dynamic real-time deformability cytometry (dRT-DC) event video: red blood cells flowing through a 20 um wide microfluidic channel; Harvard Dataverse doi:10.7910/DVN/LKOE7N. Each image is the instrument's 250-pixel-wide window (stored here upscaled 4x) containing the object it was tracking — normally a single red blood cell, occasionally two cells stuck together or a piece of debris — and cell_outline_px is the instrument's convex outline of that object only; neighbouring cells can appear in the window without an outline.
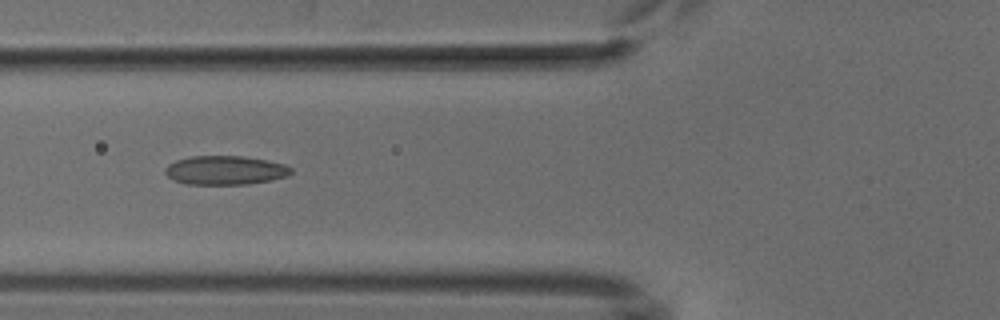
{"species": "common noctule bat (a hibernating species)", "species_latin": "Nyctalus noctula", "temperature_condition": "cold", "stored_images_in_passage": 4, "camera_frame_rate_fps": 3000, "um_per_image_px": 0.085, "animal": {"sex": "male", "body_mass_g": 18.8}, "frame": {"image": 1, "passage_image": 2, "time_ms": 1.0, "image_size_px": [1000, 320], "cell_outline_px": [[292, 172], [288, 176], [248, 184], [184, 184], [172, 180], [164, 172], [164, 168], [168, 164], [176, 160], [192, 156], [244, 156], [268, 160], [284, 164], [292, 168]], "centroid_in_image_um": [19.12, 14.47], "position_along_channel_um": 106.7, "area_um2": 21.33}}
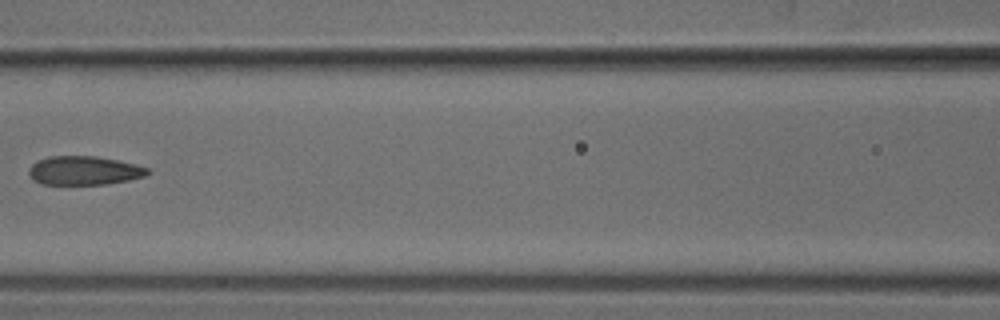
{"frame": {"image": 2, "passage_image": 3, "time_ms": 2.333, "image_size_px": [1000, 320], "cell_outline_px": [[152, 172], [144, 176], [128, 180], [104, 184], [40, 184], [32, 180], [28, 172], [28, 168], [36, 160], [48, 156], [96, 156], [136, 164], [148, 168]], "centroid_in_image_um": [7.11, 14.49], "position_along_channel_um": 159.5, "area_um2": 20.06}}
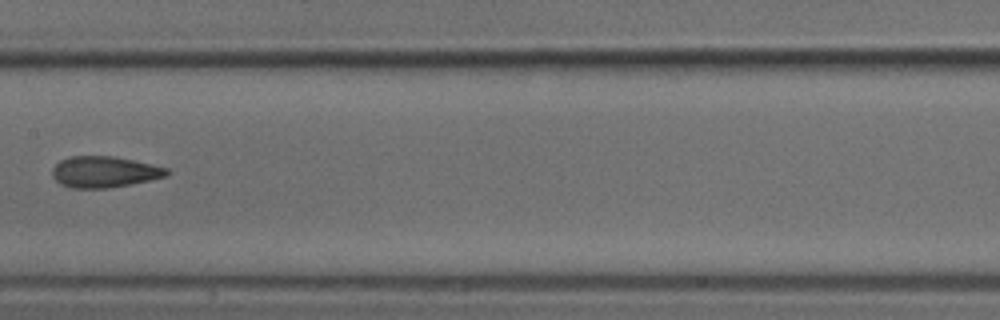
{"frame": {"image": 3, "passage_image": 4, "time_ms": 3.333, "image_size_px": [1000, 320], "cell_outline_px": [[168, 176], [108, 188], [72, 188], [60, 184], [52, 176], [52, 168], [60, 160], [68, 156], [112, 156], [152, 164], [168, 168]], "centroid_in_image_um": [8.83, 14.6], "position_along_channel_um": 198.6, "area_um2": 20.69}}